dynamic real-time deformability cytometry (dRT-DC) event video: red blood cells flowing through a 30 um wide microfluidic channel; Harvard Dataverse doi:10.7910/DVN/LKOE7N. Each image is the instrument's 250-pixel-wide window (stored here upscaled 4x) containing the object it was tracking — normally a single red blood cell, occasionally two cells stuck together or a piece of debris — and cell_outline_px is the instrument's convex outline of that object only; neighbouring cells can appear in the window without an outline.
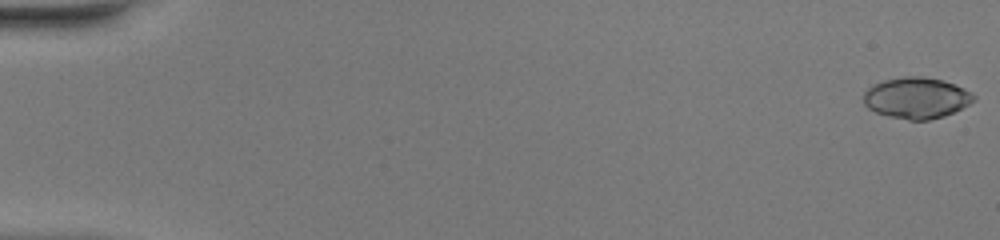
{"species": "common noctule bat (a hibernating species)", "species_latin": "Nyctalus noctula", "temperature_condition": "warm", "stored_images_in_passage": 51, "camera_frame_rate_fps": 3000, "um_per_image_px": 0.085, "animal": {"sex": "female", "body_mass_g": 20.0, "forearm_length_mm": 54.0}, "frame": {"image": 1, "passage_image": 1, "time_ms": 0.0, "image_size_px": [1000, 240], "cell_outline_px": [[976, 100], [944, 116], [928, 120], [908, 120], [888, 116], [876, 112], [868, 108], [864, 104], [864, 92], [872, 84], [884, 80], [904, 76], [924, 76], [940, 80], [964, 88], [972, 92], [976, 96]], "centroid_in_image_um": [77.88, 8.32], "position_along_channel_um": 7.1, "area_um2": 26.36}}
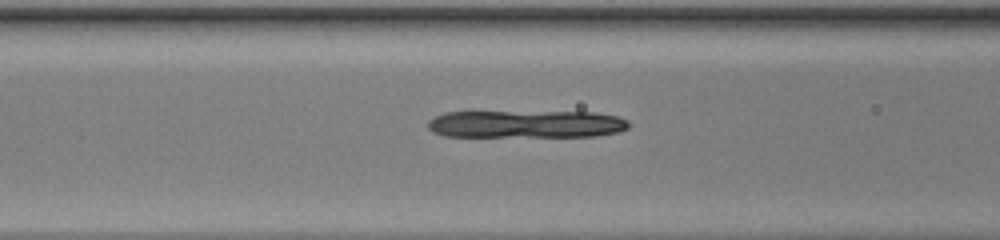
{"frame": {"image": 2, "passage_image": 22, "time_ms": 7.0, "image_size_px": [1000, 240], "cell_outline_px": [[628, 128], [620, 132], [596, 136], [444, 136], [432, 132], [428, 128], [428, 120], [444, 112], [596, 112], [616, 116], [628, 120]], "centroid_in_image_um": [44.73, 10.54], "position_along_channel_um": 121.9, "area_um2": 32.37}}
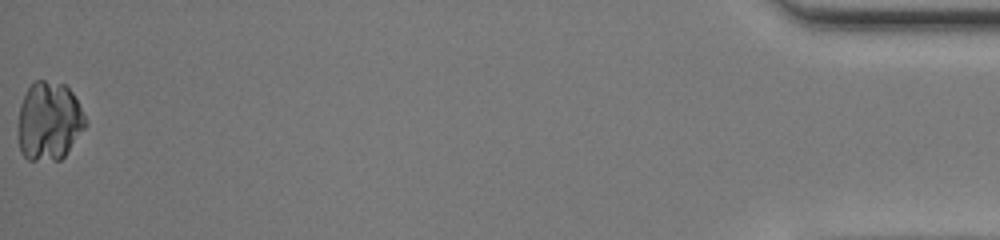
{"frame": {"image": 3, "passage_image": 51, "time_ms": 16.667, "image_size_px": [1000, 240], "cell_outline_px": [[88, 124], [64, 156], [60, 160], [28, 160], [20, 152], [20, 104], [28, 88], [36, 80], [44, 80], [64, 84], [72, 92], [88, 120]], "centroid_in_image_um": [4.21, 10.3], "position_along_channel_um": 431.0, "area_um2": 30.63}}